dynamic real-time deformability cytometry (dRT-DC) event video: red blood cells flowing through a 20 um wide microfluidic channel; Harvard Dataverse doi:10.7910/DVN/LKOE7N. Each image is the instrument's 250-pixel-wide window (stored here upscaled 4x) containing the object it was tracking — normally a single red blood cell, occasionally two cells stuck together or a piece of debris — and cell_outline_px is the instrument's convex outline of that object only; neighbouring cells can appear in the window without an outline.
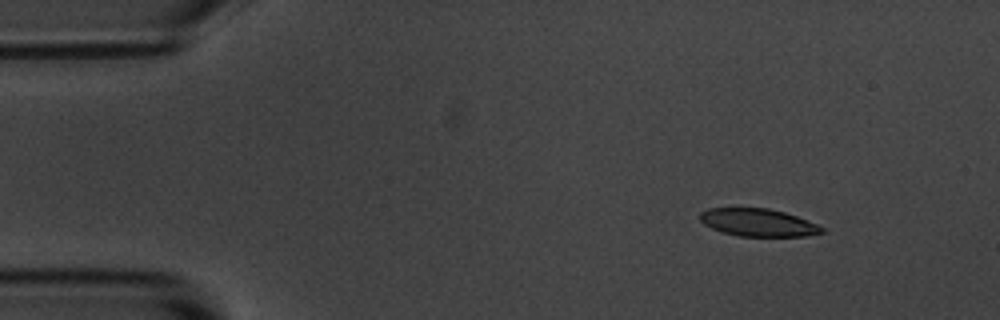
{"species": "common noctule bat (a hibernating species)", "species_latin": "Nyctalus noctula", "temperature_condition": "room temperature", "stored_images_in_passage": 5, "camera_frame_rate_fps": 3000, "um_per_image_px": 0.085, "animal": {"sex": "male", "body_mass_g": 20.1, "forearm_length_mm": 53.5}, "frame": {"image": 1, "passage_image": 2, "time_ms": 1.0, "image_size_px": [1000, 320], "cell_outline_px": [[824, 232], [808, 236], [740, 236], [724, 232], [712, 228], [704, 224], [700, 220], [700, 212], [708, 208], [768, 208], [784, 212], [796, 216], [816, 224], [824, 228]], "centroid_in_image_um": [64.43, 18.91], "position_along_channel_um": 20.6, "area_um2": 19.48}}
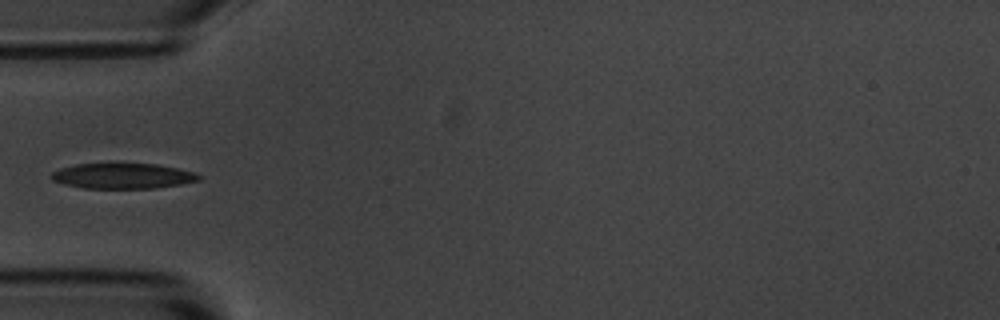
{"frame": {"image": 2, "passage_image": 5, "time_ms": 4.667, "image_size_px": [1000, 320], "cell_outline_px": [[200, 180], [180, 184], [156, 188], [84, 188], [64, 184], [52, 180], [52, 172], [60, 168], [76, 164], [108, 160], [156, 164], [196, 172], [200, 176]], "centroid_in_image_um": [10.4, 14.9], "position_along_channel_um": 74.6, "area_um2": 22.77}}